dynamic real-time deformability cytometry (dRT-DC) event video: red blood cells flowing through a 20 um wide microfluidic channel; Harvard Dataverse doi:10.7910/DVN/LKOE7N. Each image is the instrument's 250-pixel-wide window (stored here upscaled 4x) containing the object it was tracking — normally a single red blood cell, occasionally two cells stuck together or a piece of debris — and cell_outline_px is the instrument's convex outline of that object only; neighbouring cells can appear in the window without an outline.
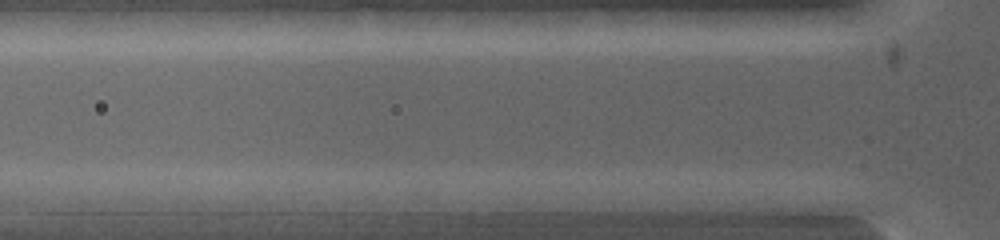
{"species": "common noctule bat (a hibernating species)", "species_latin": "Nyctalus noctula", "temperature_condition": "warm", "stored_images_in_passage": 5, "camera_frame_rate_fps": 5000, "um_per_image_px": 0.085, "animal": {"sex": "female", "body_mass_g": 19.0, "forearm_length_mm": 53.3}, "frame": {"image": 1, "passage_image": 3, "time_ms": 0.4, "image_size_px": [1000, 240], "cell_outline_px": [[592, 200], [576, 212], [496, 212], [492, 200], [576, 192]], "centroid_in_image_um": [46.15, 17.3], "position_along_channel_um": 79.6, "area_um2": 10.69}}